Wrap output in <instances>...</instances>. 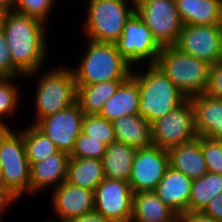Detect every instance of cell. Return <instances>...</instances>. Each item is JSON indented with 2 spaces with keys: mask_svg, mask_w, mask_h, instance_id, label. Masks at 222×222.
I'll list each match as a JSON object with an SVG mask.
<instances>
[{
  "mask_svg": "<svg viewBox=\"0 0 222 222\" xmlns=\"http://www.w3.org/2000/svg\"><path fill=\"white\" fill-rule=\"evenodd\" d=\"M0 25L13 65L24 76L43 69L49 52L46 24L35 17L10 10L2 13Z\"/></svg>",
  "mask_w": 222,
  "mask_h": 222,
  "instance_id": "1",
  "label": "cell"
},
{
  "mask_svg": "<svg viewBox=\"0 0 222 222\" xmlns=\"http://www.w3.org/2000/svg\"><path fill=\"white\" fill-rule=\"evenodd\" d=\"M145 72H133L138 81L140 101L138 114L150 124L172 112L188 98L174 85L155 64H149Z\"/></svg>",
  "mask_w": 222,
  "mask_h": 222,
  "instance_id": "2",
  "label": "cell"
},
{
  "mask_svg": "<svg viewBox=\"0 0 222 222\" xmlns=\"http://www.w3.org/2000/svg\"><path fill=\"white\" fill-rule=\"evenodd\" d=\"M84 54L78 68L72 69L76 86L126 80L132 73L133 67L121 56L115 43L88 40Z\"/></svg>",
  "mask_w": 222,
  "mask_h": 222,
  "instance_id": "3",
  "label": "cell"
},
{
  "mask_svg": "<svg viewBox=\"0 0 222 222\" xmlns=\"http://www.w3.org/2000/svg\"><path fill=\"white\" fill-rule=\"evenodd\" d=\"M50 71L41 74V70L25 75L24 77L40 78L36 89L35 125L40 119L64 110L77 102V86L72 68L53 67ZM40 73V74H39Z\"/></svg>",
  "mask_w": 222,
  "mask_h": 222,
  "instance_id": "4",
  "label": "cell"
},
{
  "mask_svg": "<svg viewBox=\"0 0 222 222\" xmlns=\"http://www.w3.org/2000/svg\"><path fill=\"white\" fill-rule=\"evenodd\" d=\"M189 99L205 92L211 65L179 51L174 46L160 50L155 64Z\"/></svg>",
  "mask_w": 222,
  "mask_h": 222,
  "instance_id": "5",
  "label": "cell"
},
{
  "mask_svg": "<svg viewBox=\"0 0 222 222\" xmlns=\"http://www.w3.org/2000/svg\"><path fill=\"white\" fill-rule=\"evenodd\" d=\"M88 4L83 33L94 42L114 43L135 12V0H88Z\"/></svg>",
  "mask_w": 222,
  "mask_h": 222,
  "instance_id": "6",
  "label": "cell"
},
{
  "mask_svg": "<svg viewBox=\"0 0 222 222\" xmlns=\"http://www.w3.org/2000/svg\"><path fill=\"white\" fill-rule=\"evenodd\" d=\"M135 12L162 46H174L183 23L175 0H135Z\"/></svg>",
  "mask_w": 222,
  "mask_h": 222,
  "instance_id": "7",
  "label": "cell"
},
{
  "mask_svg": "<svg viewBox=\"0 0 222 222\" xmlns=\"http://www.w3.org/2000/svg\"><path fill=\"white\" fill-rule=\"evenodd\" d=\"M197 137L194 109L189 99L151 123L152 143L162 149L189 143Z\"/></svg>",
  "mask_w": 222,
  "mask_h": 222,
  "instance_id": "8",
  "label": "cell"
},
{
  "mask_svg": "<svg viewBox=\"0 0 222 222\" xmlns=\"http://www.w3.org/2000/svg\"><path fill=\"white\" fill-rule=\"evenodd\" d=\"M114 43L121 56L132 67L145 60L148 64H156L158 54L163 48L136 12L127 20L120 37Z\"/></svg>",
  "mask_w": 222,
  "mask_h": 222,
  "instance_id": "9",
  "label": "cell"
},
{
  "mask_svg": "<svg viewBox=\"0 0 222 222\" xmlns=\"http://www.w3.org/2000/svg\"><path fill=\"white\" fill-rule=\"evenodd\" d=\"M174 47L210 65L216 64L222 60V25H183Z\"/></svg>",
  "mask_w": 222,
  "mask_h": 222,
  "instance_id": "10",
  "label": "cell"
},
{
  "mask_svg": "<svg viewBox=\"0 0 222 222\" xmlns=\"http://www.w3.org/2000/svg\"><path fill=\"white\" fill-rule=\"evenodd\" d=\"M84 112L78 102L40 119L34 126L48 137L60 152L71 155L76 139L82 133Z\"/></svg>",
  "mask_w": 222,
  "mask_h": 222,
  "instance_id": "11",
  "label": "cell"
},
{
  "mask_svg": "<svg viewBox=\"0 0 222 222\" xmlns=\"http://www.w3.org/2000/svg\"><path fill=\"white\" fill-rule=\"evenodd\" d=\"M132 205L129 182L105 178L94 190V211L111 222H130Z\"/></svg>",
  "mask_w": 222,
  "mask_h": 222,
  "instance_id": "12",
  "label": "cell"
},
{
  "mask_svg": "<svg viewBox=\"0 0 222 222\" xmlns=\"http://www.w3.org/2000/svg\"><path fill=\"white\" fill-rule=\"evenodd\" d=\"M168 167L166 149L154 145L137 149L129 178L132 192L154 191Z\"/></svg>",
  "mask_w": 222,
  "mask_h": 222,
  "instance_id": "13",
  "label": "cell"
},
{
  "mask_svg": "<svg viewBox=\"0 0 222 222\" xmlns=\"http://www.w3.org/2000/svg\"><path fill=\"white\" fill-rule=\"evenodd\" d=\"M51 193V207H53V212L58 217L59 222H67L72 218L94 211V192L91 190L65 181L58 187L53 188Z\"/></svg>",
  "mask_w": 222,
  "mask_h": 222,
  "instance_id": "14",
  "label": "cell"
},
{
  "mask_svg": "<svg viewBox=\"0 0 222 222\" xmlns=\"http://www.w3.org/2000/svg\"><path fill=\"white\" fill-rule=\"evenodd\" d=\"M189 100L193 105L198 136L222 139V98L202 93Z\"/></svg>",
  "mask_w": 222,
  "mask_h": 222,
  "instance_id": "15",
  "label": "cell"
},
{
  "mask_svg": "<svg viewBox=\"0 0 222 222\" xmlns=\"http://www.w3.org/2000/svg\"><path fill=\"white\" fill-rule=\"evenodd\" d=\"M193 180L182 172L168 167L154 192L179 217L188 213Z\"/></svg>",
  "mask_w": 222,
  "mask_h": 222,
  "instance_id": "16",
  "label": "cell"
},
{
  "mask_svg": "<svg viewBox=\"0 0 222 222\" xmlns=\"http://www.w3.org/2000/svg\"><path fill=\"white\" fill-rule=\"evenodd\" d=\"M69 159V154L59 151L41 162L33 163L30 166V196L43 188H56L65 182Z\"/></svg>",
  "mask_w": 222,
  "mask_h": 222,
  "instance_id": "17",
  "label": "cell"
},
{
  "mask_svg": "<svg viewBox=\"0 0 222 222\" xmlns=\"http://www.w3.org/2000/svg\"><path fill=\"white\" fill-rule=\"evenodd\" d=\"M169 167L182 172L192 180L208 172L201 149V136L195 140L167 150Z\"/></svg>",
  "mask_w": 222,
  "mask_h": 222,
  "instance_id": "18",
  "label": "cell"
},
{
  "mask_svg": "<svg viewBox=\"0 0 222 222\" xmlns=\"http://www.w3.org/2000/svg\"><path fill=\"white\" fill-rule=\"evenodd\" d=\"M130 222H179V216L154 191L133 193Z\"/></svg>",
  "mask_w": 222,
  "mask_h": 222,
  "instance_id": "19",
  "label": "cell"
},
{
  "mask_svg": "<svg viewBox=\"0 0 222 222\" xmlns=\"http://www.w3.org/2000/svg\"><path fill=\"white\" fill-rule=\"evenodd\" d=\"M139 101L138 81L130 75L104 104L99 115L113 122L127 115L138 114Z\"/></svg>",
  "mask_w": 222,
  "mask_h": 222,
  "instance_id": "20",
  "label": "cell"
},
{
  "mask_svg": "<svg viewBox=\"0 0 222 222\" xmlns=\"http://www.w3.org/2000/svg\"><path fill=\"white\" fill-rule=\"evenodd\" d=\"M183 25H222V0H175Z\"/></svg>",
  "mask_w": 222,
  "mask_h": 222,
  "instance_id": "21",
  "label": "cell"
},
{
  "mask_svg": "<svg viewBox=\"0 0 222 222\" xmlns=\"http://www.w3.org/2000/svg\"><path fill=\"white\" fill-rule=\"evenodd\" d=\"M116 141L132 146L136 149L151 145V124L141 115H127L113 122Z\"/></svg>",
  "mask_w": 222,
  "mask_h": 222,
  "instance_id": "22",
  "label": "cell"
},
{
  "mask_svg": "<svg viewBox=\"0 0 222 222\" xmlns=\"http://www.w3.org/2000/svg\"><path fill=\"white\" fill-rule=\"evenodd\" d=\"M137 149L124 143L114 141L107 145L101 159L105 178L129 182L131 167Z\"/></svg>",
  "mask_w": 222,
  "mask_h": 222,
  "instance_id": "23",
  "label": "cell"
},
{
  "mask_svg": "<svg viewBox=\"0 0 222 222\" xmlns=\"http://www.w3.org/2000/svg\"><path fill=\"white\" fill-rule=\"evenodd\" d=\"M104 179L105 173L101 160L70 157L66 179L68 183L94 192Z\"/></svg>",
  "mask_w": 222,
  "mask_h": 222,
  "instance_id": "24",
  "label": "cell"
},
{
  "mask_svg": "<svg viewBox=\"0 0 222 222\" xmlns=\"http://www.w3.org/2000/svg\"><path fill=\"white\" fill-rule=\"evenodd\" d=\"M125 80H110L77 86V102L84 114H99L104 104L116 93Z\"/></svg>",
  "mask_w": 222,
  "mask_h": 222,
  "instance_id": "25",
  "label": "cell"
},
{
  "mask_svg": "<svg viewBox=\"0 0 222 222\" xmlns=\"http://www.w3.org/2000/svg\"><path fill=\"white\" fill-rule=\"evenodd\" d=\"M222 192V175L207 172L193 180L188 204L189 213H200L206 205Z\"/></svg>",
  "mask_w": 222,
  "mask_h": 222,
  "instance_id": "26",
  "label": "cell"
},
{
  "mask_svg": "<svg viewBox=\"0 0 222 222\" xmlns=\"http://www.w3.org/2000/svg\"><path fill=\"white\" fill-rule=\"evenodd\" d=\"M23 139L30 166L59 152L57 146L34 125L23 128Z\"/></svg>",
  "mask_w": 222,
  "mask_h": 222,
  "instance_id": "27",
  "label": "cell"
},
{
  "mask_svg": "<svg viewBox=\"0 0 222 222\" xmlns=\"http://www.w3.org/2000/svg\"><path fill=\"white\" fill-rule=\"evenodd\" d=\"M2 174L0 182L18 199L22 194L30 195V165L29 162L1 163Z\"/></svg>",
  "mask_w": 222,
  "mask_h": 222,
  "instance_id": "28",
  "label": "cell"
},
{
  "mask_svg": "<svg viewBox=\"0 0 222 222\" xmlns=\"http://www.w3.org/2000/svg\"><path fill=\"white\" fill-rule=\"evenodd\" d=\"M0 160L1 163L28 162L23 130L0 128Z\"/></svg>",
  "mask_w": 222,
  "mask_h": 222,
  "instance_id": "29",
  "label": "cell"
},
{
  "mask_svg": "<svg viewBox=\"0 0 222 222\" xmlns=\"http://www.w3.org/2000/svg\"><path fill=\"white\" fill-rule=\"evenodd\" d=\"M82 133L100 140L106 145H110L116 141L113 123L99 114L84 115L82 120Z\"/></svg>",
  "mask_w": 222,
  "mask_h": 222,
  "instance_id": "30",
  "label": "cell"
},
{
  "mask_svg": "<svg viewBox=\"0 0 222 222\" xmlns=\"http://www.w3.org/2000/svg\"><path fill=\"white\" fill-rule=\"evenodd\" d=\"M17 78H0V128H10L3 122L5 116L9 117L16 112L19 105V86L13 83ZM18 88V89H17Z\"/></svg>",
  "mask_w": 222,
  "mask_h": 222,
  "instance_id": "31",
  "label": "cell"
},
{
  "mask_svg": "<svg viewBox=\"0 0 222 222\" xmlns=\"http://www.w3.org/2000/svg\"><path fill=\"white\" fill-rule=\"evenodd\" d=\"M56 2L57 0H14L12 10L40 19L46 24Z\"/></svg>",
  "mask_w": 222,
  "mask_h": 222,
  "instance_id": "32",
  "label": "cell"
},
{
  "mask_svg": "<svg viewBox=\"0 0 222 222\" xmlns=\"http://www.w3.org/2000/svg\"><path fill=\"white\" fill-rule=\"evenodd\" d=\"M107 145L100 140L81 133L76 139L71 158H91L101 160Z\"/></svg>",
  "mask_w": 222,
  "mask_h": 222,
  "instance_id": "33",
  "label": "cell"
},
{
  "mask_svg": "<svg viewBox=\"0 0 222 222\" xmlns=\"http://www.w3.org/2000/svg\"><path fill=\"white\" fill-rule=\"evenodd\" d=\"M201 149L208 172L222 175V139L201 136Z\"/></svg>",
  "mask_w": 222,
  "mask_h": 222,
  "instance_id": "34",
  "label": "cell"
},
{
  "mask_svg": "<svg viewBox=\"0 0 222 222\" xmlns=\"http://www.w3.org/2000/svg\"><path fill=\"white\" fill-rule=\"evenodd\" d=\"M24 75L13 65L2 27L0 25V78H17Z\"/></svg>",
  "mask_w": 222,
  "mask_h": 222,
  "instance_id": "35",
  "label": "cell"
},
{
  "mask_svg": "<svg viewBox=\"0 0 222 222\" xmlns=\"http://www.w3.org/2000/svg\"><path fill=\"white\" fill-rule=\"evenodd\" d=\"M204 93L216 98H222V60L211 65Z\"/></svg>",
  "mask_w": 222,
  "mask_h": 222,
  "instance_id": "36",
  "label": "cell"
},
{
  "mask_svg": "<svg viewBox=\"0 0 222 222\" xmlns=\"http://www.w3.org/2000/svg\"><path fill=\"white\" fill-rule=\"evenodd\" d=\"M200 213L216 220L217 222H222V192L212 198V200Z\"/></svg>",
  "mask_w": 222,
  "mask_h": 222,
  "instance_id": "37",
  "label": "cell"
},
{
  "mask_svg": "<svg viewBox=\"0 0 222 222\" xmlns=\"http://www.w3.org/2000/svg\"><path fill=\"white\" fill-rule=\"evenodd\" d=\"M18 198L0 182V222H2V214L4 210L10 207V205ZM9 205V207H8Z\"/></svg>",
  "mask_w": 222,
  "mask_h": 222,
  "instance_id": "38",
  "label": "cell"
},
{
  "mask_svg": "<svg viewBox=\"0 0 222 222\" xmlns=\"http://www.w3.org/2000/svg\"><path fill=\"white\" fill-rule=\"evenodd\" d=\"M67 222H111V221L102 216L101 214L93 211L91 213L72 218Z\"/></svg>",
  "mask_w": 222,
  "mask_h": 222,
  "instance_id": "39",
  "label": "cell"
},
{
  "mask_svg": "<svg viewBox=\"0 0 222 222\" xmlns=\"http://www.w3.org/2000/svg\"><path fill=\"white\" fill-rule=\"evenodd\" d=\"M179 222H217L201 213H185L179 217Z\"/></svg>",
  "mask_w": 222,
  "mask_h": 222,
  "instance_id": "40",
  "label": "cell"
},
{
  "mask_svg": "<svg viewBox=\"0 0 222 222\" xmlns=\"http://www.w3.org/2000/svg\"><path fill=\"white\" fill-rule=\"evenodd\" d=\"M14 0H0V10L10 11L13 9Z\"/></svg>",
  "mask_w": 222,
  "mask_h": 222,
  "instance_id": "41",
  "label": "cell"
},
{
  "mask_svg": "<svg viewBox=\"0 0 222 222\" xmlns=\"http://www.w3.org/2000/svg\"><path fill=\"white\" fill-rule=\"evenodd\" d=\"M1 174H2V166H1V160H0V179H1Z\"/></svg>",
  "mask_w": 222,
  "mask_h": 222,
  "instance_id": "42",
  "label": "cell"
}]
</instances>
